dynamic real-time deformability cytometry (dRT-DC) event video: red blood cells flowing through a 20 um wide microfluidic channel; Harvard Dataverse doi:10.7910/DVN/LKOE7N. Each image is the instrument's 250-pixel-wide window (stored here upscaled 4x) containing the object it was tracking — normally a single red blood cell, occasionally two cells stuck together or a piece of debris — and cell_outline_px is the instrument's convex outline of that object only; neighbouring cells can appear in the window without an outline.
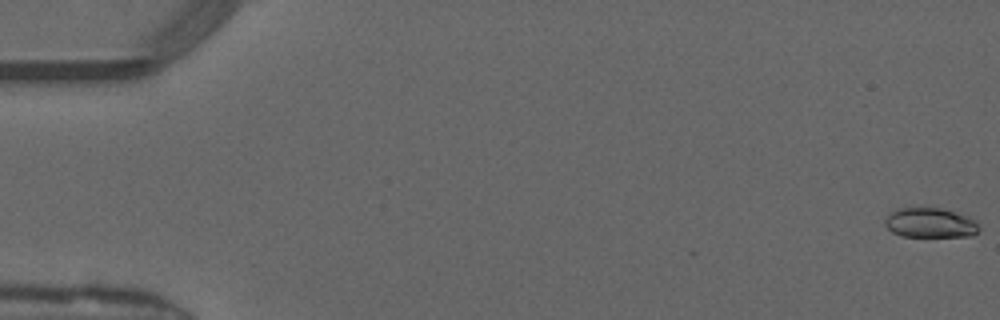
{"species": "common noctule bat (a hibernating species)", "species_latin": "Nyctalus noctula", "temperature_condition": "warm", "stored_images_in_passage": 51, "camera_frame_rate_fps": 3000, "um_per_image_px": 0.085, "animal": {"sex": "male", "forearm_length_mm": 52.5}, "frame": {"image": 1, "passage_image": 1, "time_ms": 0.0, "image_size_px": [1000, 320], "cell_outline_px": [[980, 232], [972, 236], [900, 236], [892, 232], [884, 224], [884, 220], [896, 208], [940, 208], [968, 216], [976, 220], [980, 228]], "centroid_in_image_um": [79.1, 18.95], "position_along_channel_um": 5.9, "area_um2": 16.36}}
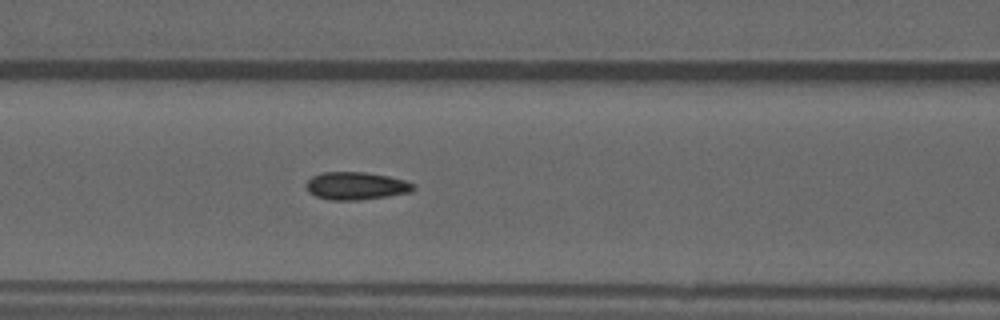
{"frame": {"image": 2, "passage_image": 22, "time_ms": 7.0, "image_size_px": [1000, 320], "cell_outline_px": [[416, 188], [412, 192], [388, 196], [360, 200], [328, 200], [316, 196], [308, 192], [304, 184], [312, 176], [324, 172], [364, 172], [388, 176], [404, 180], [412, 184]], "centroid_in_image_um": [30.24, 15.8], "position_along_channel_um": 136.4, "area_um2": 17.4}}
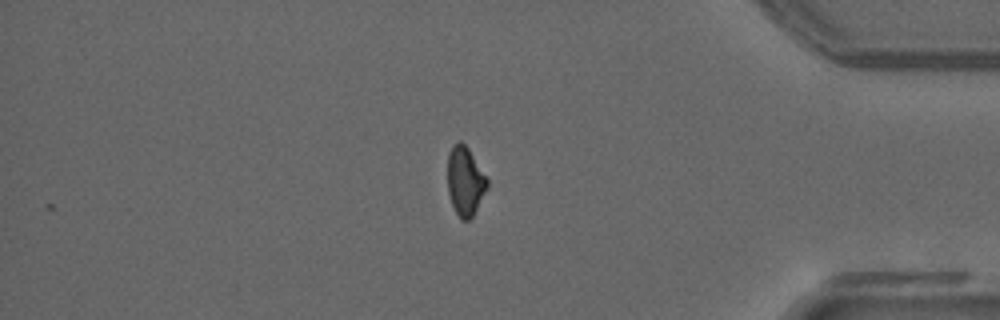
{"frame": {"image": 3, "passage_image": 43, "time_ms": 14.0, "image_size_px": [1000, 320], "cell_outline_px": [[488, 188], [472, 216], [468, 220], [460, 220], [452, 204], [448, 192], [448, 152], [452, 144], [456, 140], [460, 140], [468, 148], [488, 180]], "centroid_in_image_um": [39.52, 15.37], "position_along_channel_um": 395.7, "area_um2": 15.9}, "authors_computed_cell_mechanics": {"area_um2": 16.6464, "velocity_mm_per_s": 4.1341, "shape_relaxation_time_tau1_ms": null, "shape_relaxation_time_tau2_ms": 1.1821, "deformation_change_tau1": null, "deformation_change_tau2": 0.058}}